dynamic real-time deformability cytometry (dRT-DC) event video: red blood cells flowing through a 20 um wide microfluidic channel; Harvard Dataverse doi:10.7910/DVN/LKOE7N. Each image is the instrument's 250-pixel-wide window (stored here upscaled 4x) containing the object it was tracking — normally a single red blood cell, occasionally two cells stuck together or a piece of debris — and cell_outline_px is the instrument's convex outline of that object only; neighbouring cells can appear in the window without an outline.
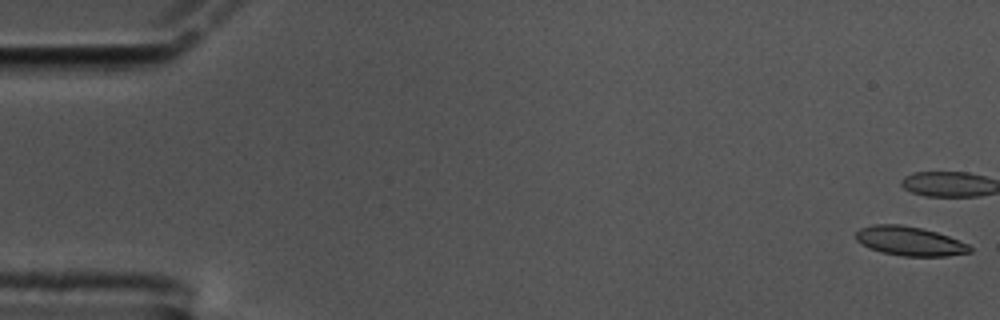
{"species": "common noctule bat (a hibernating species)", "species_latin": "Nyctalus noctula", "temperature_condition": "cold", "stored_images_in_passage": 46, "camera_frame_rate_fps": 3000, "um_per_image_px": 0.085, "animal": {"sex": "male", "body_mass_g": 17.5, "forearm_length_mm": 52.3}, "frame": {"image": 1, "passage_image": 1, "time_ms": 0.0, "image_size_px": [1000, 320], "cell_outline_px": [[972, 252], [944, 256], [904, 256], [880, 252], [868, 248], [856, 240], [856, 232], [860, 228], [872, 224], [900, 224], [920, 228], [936, 232], [948, 236], [968, 244], [972, 248]], "centroid_in_image_um": [77.29, 20.49], "position_along_channel_um": 7.7, "area_um2": 19.36}}
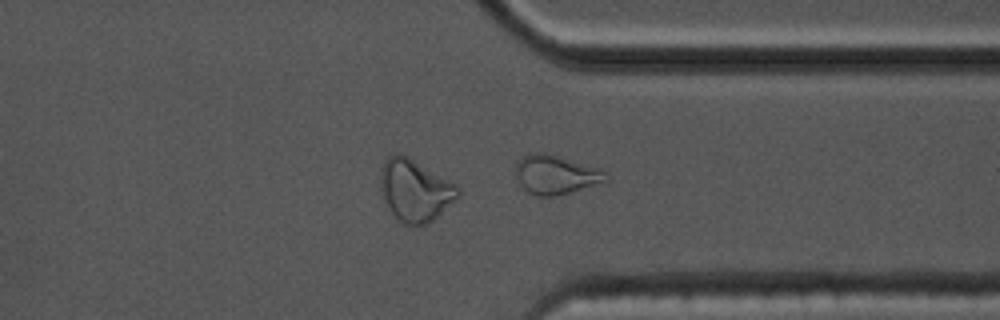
{"frame": {"image": 2, "passage_image": 46, "time_ms": 15.0, "image_size_px": [1000, 320], "cell_outline_px": [[608, 180], [556, 196], [536, 196], [528, 192], [520, 184], [516, 176], [516, 164], [528, 152], [544, 152], [560, 156], [600, 168], [608, 172]], "centroid_in_image_um": [47.24, 14.82], "position_along_channel_um": 364.2, "area_um2": 20.52}, "authors_computed_cell_mechanics": {"area_um2": 20.2589, "velocity_mm_per_s": 3.4209, "shape_relaxation_time_tau1_ms": null, "shape_relaxation_time_tau2_ms": 4.4296, "deformation_change_tau1": null, "deformation_change_tau2": 0.1285}}